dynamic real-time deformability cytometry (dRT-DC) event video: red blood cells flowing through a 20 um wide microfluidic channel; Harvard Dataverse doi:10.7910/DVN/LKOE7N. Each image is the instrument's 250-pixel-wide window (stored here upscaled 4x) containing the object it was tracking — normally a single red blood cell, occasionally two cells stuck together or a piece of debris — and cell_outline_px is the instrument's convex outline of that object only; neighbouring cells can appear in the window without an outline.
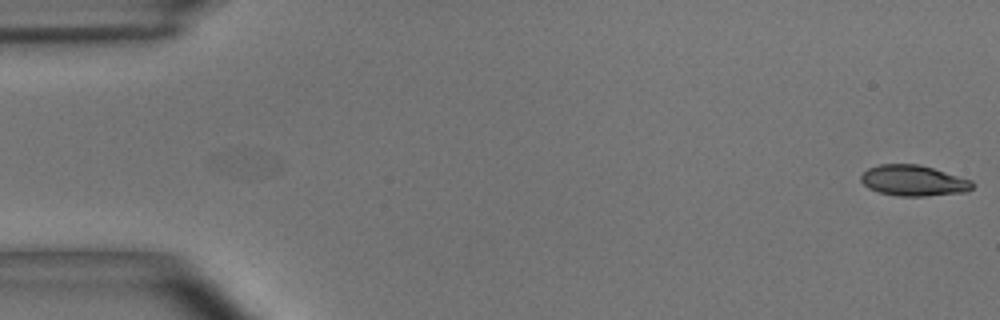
{"species": "common noctule bat (a hibernating species)", "species_latin": "Nyctalus noctula", "temperature_condition": "room temperature", "stored_images_in_passage": 52, "camera_frame_rate_fps": 3000, "um_per_image_px": 0.085, "animal": {"sex": "male", "body_mass_g": 15.6}, "frame": {"image": 1, "passage_image": 1, "time_ms": 0.0, "image_size_px": [1000, 320], "cell_outline_px": [[976, 184], [968, 192], [924, 196], [896, 196], [880, 192], [868, 188], [860, 180], [860, 176], [868, 168], [880, 164], [916, 164], [932, 168], [972, 180]], "centroid_in_image_um": [77.66, 15.36], "position_along_channel_um": 7.3, "area_um2": 20.0}}
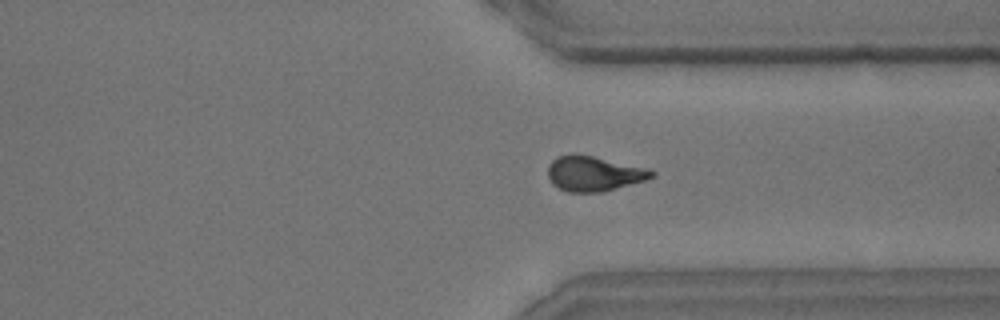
{"frame": {"image": 2, "passage_image": 41, "time_ms": 13.333, "image_size_px": [1000, 320], "cell_outline_px": [[656, 172], [652, 176], [644, 180], [600, 192], [568, 192], [552, 184], [548, 176], [548, 164], [556, 156], [592, 156]], "centroid_in_image_um": [50.38, 14.79], "position_along_channel_um": 361.0, "area_um2": 20.11}}
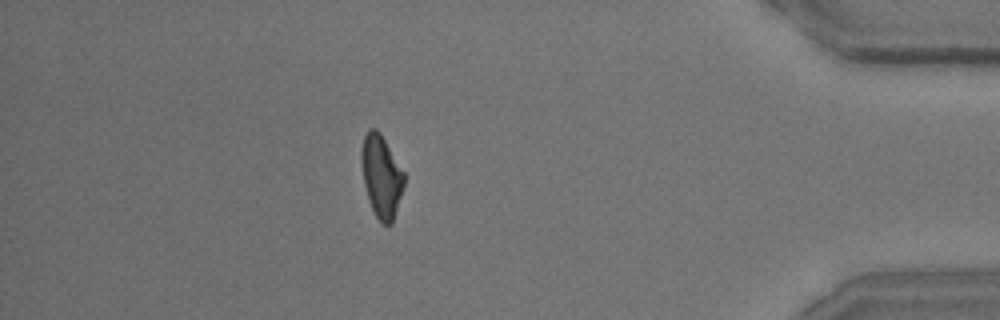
{"frame": {"image": 3, "passage_image": 48, "time_ms": 15.667, "image_size_px": [1000, 320], "cell_outline_px": [[404, 184], [392, 224], [384, 224], [376, 216], [368, 200], [364, 184], [360, 160], [360, 152], [364, 136], [368, 128], [376, 128], [380, 132], [404, 172]], "centroid_in_image_um": [32.39, 14.94], "position_along_channel_um": 402.8, "area_um2": 20.4}}